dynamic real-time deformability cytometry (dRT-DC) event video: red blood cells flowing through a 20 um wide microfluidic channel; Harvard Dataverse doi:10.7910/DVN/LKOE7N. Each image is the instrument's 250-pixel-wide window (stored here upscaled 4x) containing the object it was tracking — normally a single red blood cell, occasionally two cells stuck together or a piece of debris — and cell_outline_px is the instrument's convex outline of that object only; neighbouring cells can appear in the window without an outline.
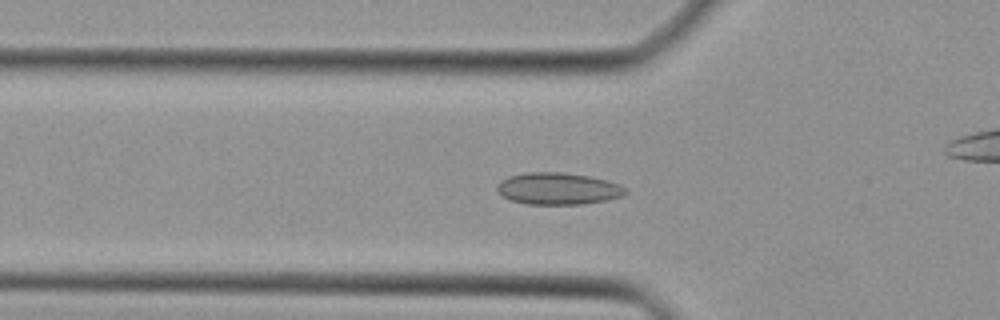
{"species": "Egyptian fruit bat (a non-hibernating species)", "species_latin": "Rousettus aegyptiacus", "temperature_condition": "cold", "stored_images_in_passage": 8, "camera_frame_rate_fps": 3000, "um_per_image_px": 0.085, "animal": {"sex": "female"}, "frame": {"image": 1, "passage_image": 3, "time_ms": 0.667, "image_size_px": [1000, 320], "cell_outline_px": [[628, 192], [624, 196], [604, 200], [580, 204], [528, 204], [512, 200], [504, 196], [496, 188], [500, 180], [508, 176], [524, 172], [560, 172], [588, 176], [620, 184]], "centroid_in_image_um": [47.42, 16.02], "position_along_channel_um": 78.4, "area_um2": 23.64}}
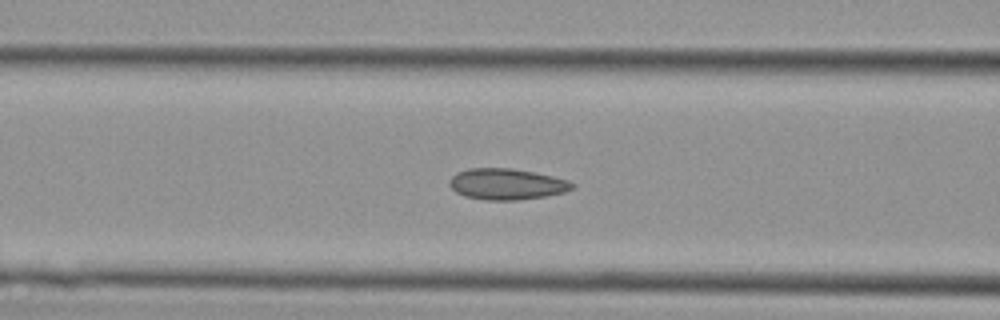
{"frame": {"image": 2, "passage_image": 6, "time_ms": 1.667, "image_size_px": [1000, 320], "cell_outline_px": [[576, 184], [572, 188], [564, 192], [548, 196], [520, 200], [484, 200], [464, 196], [456, 192], [448, 184], [448, 180], [456, 172], [468, 168], [512, 168], [552, 176], [568, 180]], "centroid_in_image_um": [43.04, 15.65], "position_along_channel_um": 123.6, "area_um2": 22.43}}